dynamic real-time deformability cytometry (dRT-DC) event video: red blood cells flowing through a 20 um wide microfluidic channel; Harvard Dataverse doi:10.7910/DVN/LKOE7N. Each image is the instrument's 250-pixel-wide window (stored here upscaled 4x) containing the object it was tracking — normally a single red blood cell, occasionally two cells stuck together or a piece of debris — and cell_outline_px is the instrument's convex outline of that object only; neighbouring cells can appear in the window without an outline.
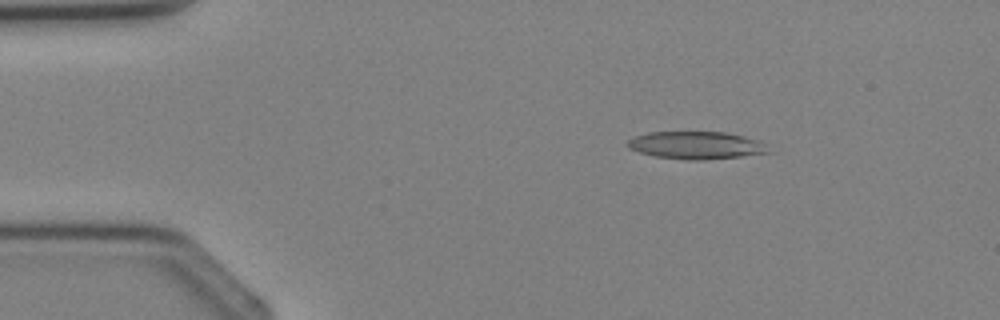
{"species": "Egyptian fruit bat (a non-hibernating species)", "species_latin": "Rousettus aegyptiacus", "temperature_condition": "cold", "stored_images_in_passage": 3, "camera_frame_rate_fps": 3000, "um_per_image_px": 0.085, "animal": {"sex": "female"}, "frame": {"image": 1, "passage_image": 2, "time_ms": 1.333, "image_size_px": [1000, 320], "cell_outline_px": [[772, 152], [740, 156], [704, 160], [688, 160], [656, 156], [640, 152], [628, 148], [624, 144], [628, 140], [636, 136], [648, 132], [724, 132], [744, 136], [760, 140]], "centroid_in_image_um": [59.17, 12.34], "position_along_channel_um": 25.8, "area_um2": 22.6}}